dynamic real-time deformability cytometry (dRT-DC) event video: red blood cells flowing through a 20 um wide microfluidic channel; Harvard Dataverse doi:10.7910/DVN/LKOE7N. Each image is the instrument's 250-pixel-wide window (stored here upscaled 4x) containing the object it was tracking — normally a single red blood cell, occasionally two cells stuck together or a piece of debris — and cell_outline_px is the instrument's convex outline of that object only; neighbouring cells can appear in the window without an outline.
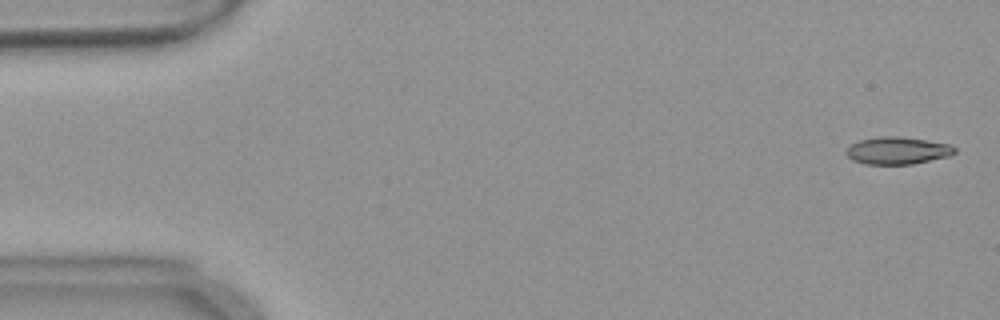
{"species": "common noctule bat (a hibernating species)", "species_latin": "Nyctalus noctula", "temperature_condition": "warm", "stored_images_in_passage": 55, "camera_frame_rate_fps": 3000, "um_per_image_px": 0.085, "animal": {"sex": "female", "body_mass_g": 18.4}, "frame": {"image": 1, "passage_image": 2, "time_ms": 0.333, "image_size_px": [1000, 320], "cell_outline_px": [[956, 152], [948, 156], [912, 164], [864, 164], [852, 160], [844, 152], [852, 144], [860, 140], [880, 136], [900, 136], [948, 144], [956, 148]], "centroid_in_image_um": [76.26, 12.8], "position_along_channel_um": 8.7, "area_um2": 17.11}}
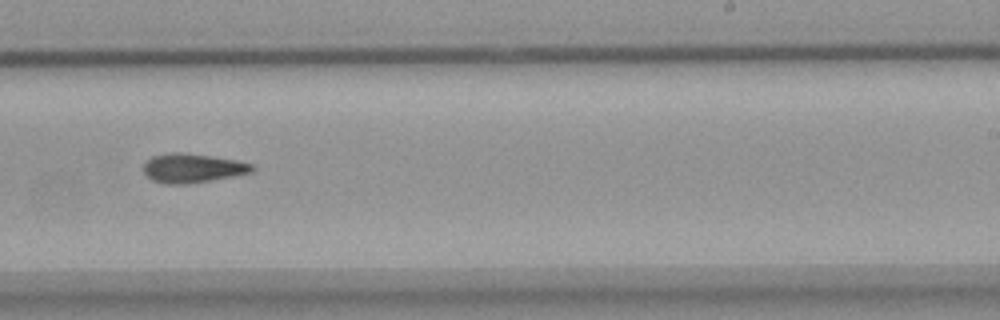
{"frame": {"image": 2, "passage_image": 34, "time_ms": 11.0, "image_size_px": [1000, 320], "cell_outline_px": [[256, 168], [252, 172], [212, 180], [188, 184], [164, 184], [152, 180], [144, 172], [144, 164], [152, 156], [172, 152], [184, 152], [212, 156], [236, 160], [252, 164]], "centroid_in_image_um": [16.37, 14.29], "position_along_channel_um": 272.6, "area_um2": 18.44}}
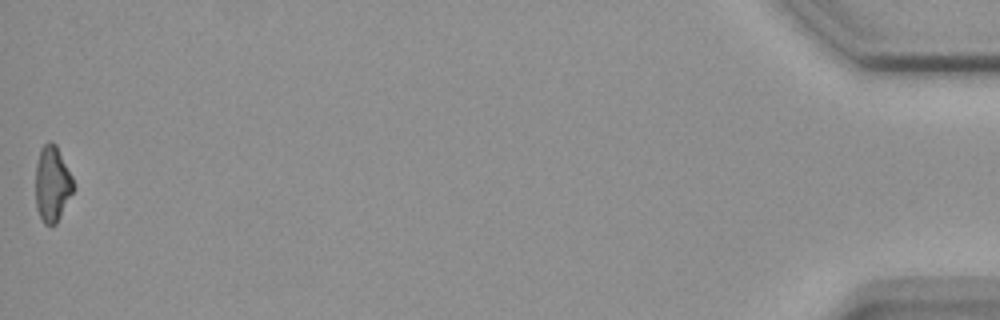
{"frame": {"image": 3, "passage_image": 55, "time_ms": 18.0, "image_size_px": [1000, 320], "cell_outline_px": [[76, 188], [56, 224], [44, 224], [36, 208], [36, 164], [40, 148], [48, 140], [52, 140], [56, 144], [72, 176]], "centroid_in_image_um": [4.46, 15.6], "position_along_channel_um": 430.7, "area_um2": 16.94}}